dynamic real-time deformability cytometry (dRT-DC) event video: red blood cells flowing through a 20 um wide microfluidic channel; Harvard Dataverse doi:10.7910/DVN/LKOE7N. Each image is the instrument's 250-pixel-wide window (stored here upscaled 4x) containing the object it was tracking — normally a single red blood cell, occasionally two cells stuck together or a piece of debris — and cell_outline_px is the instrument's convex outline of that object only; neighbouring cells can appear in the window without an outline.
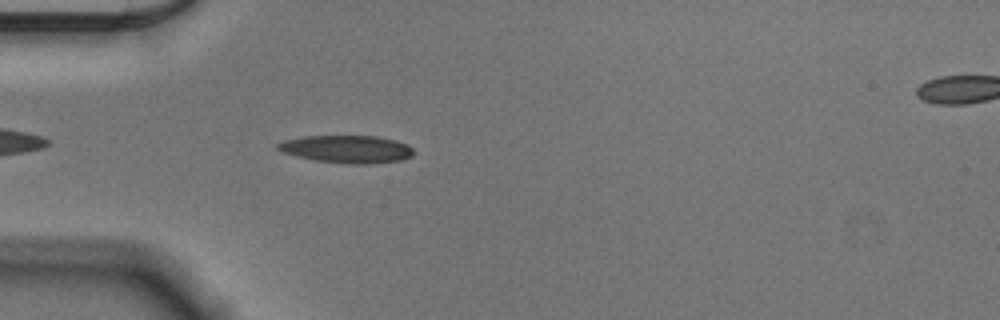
{"species": "Egyptian fruit bat (a non-hibernating species)", "species_latin": "Rousettus aegyptiacus", "temperature_condition": "cold", "stored_images_in_passage": 42, "camera_frame_rate_fps": 3000, "um_per_image_px": 0.085, "animal": {"sex": "male"}, "frame": {"image": 1, "passage_image": 5, "time_ms": 1.333, "image_size_px": [1000, 320], "cell_outline_px": [[412, 156], [400, 160], [364, 164], [352, 164], [316, 160], [296, 156], [280, 152], [276, 148], [276, 144], [284, 140], [304, 136], [376, 136], [396, 140], [408, 144], [412, 148]], "centroid_in_image_um": [29.45, 12.66], "position_along_channel_um": 55.5, "area_um2": 21.79}}
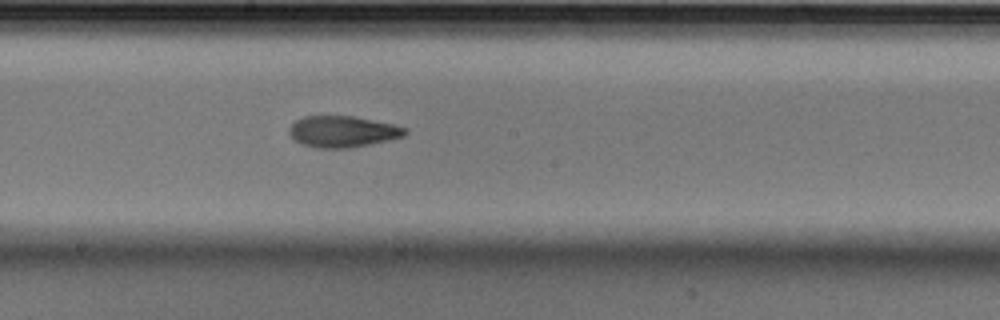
{"frame": {"image": 2, "passage_image": 19, "time_ms": 6.0, "image_size_px": [1000, 320], "cell_outline_px": [[408, 132], [404, 136], [388, 140], [348, 148], [316, 148], [304, 144], [296, 140], [288, 132], [288, 128], [296, 120], [304, 116], [352, 116], [392, 124], [408, 128]], "centroid_in_image_um": [29.13, 11.18], "position_along_channel_um": 219.1, "area_um2": 20.92}}
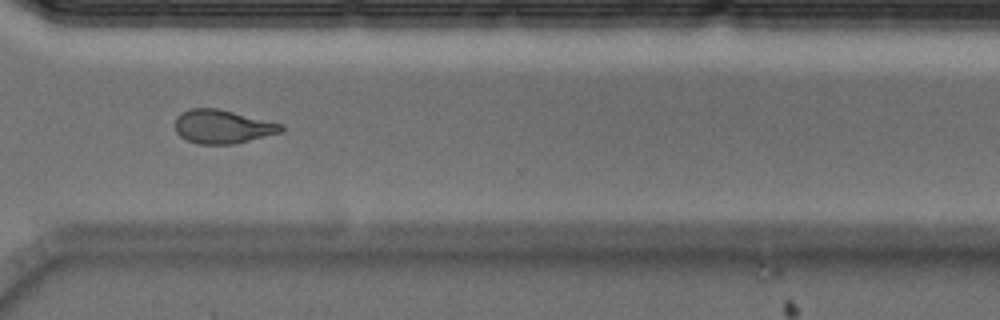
{"frame": {"image": 3, "passage_image": 30, "time_ms": 9.667, "image_size_px": [1000, 320], "cell_outline_px": [[284, 132], [232, 144], [200, 144], [188, 140], [180, 136], [176, 132], [172, 124], [176, 116], [180, 112], [192, 108], [216, 108], [284, 124]], "centroid_in_image_um": [18.89, 10.76], "position_along_channel_um": 351.7, "area_um2": 20.98}, "authors_computed_cell_mechanics": {"area_um2": 21.0392, "velocity_mm_per_s": 3.632, "shape_relaxation_time_tau1_ms": 4.6157, "shape_relaxation_time_tau2_ms": 3.3876, "deformation_change_tau1": 0.1616, "deformation_change_tau2": 0.1139}}